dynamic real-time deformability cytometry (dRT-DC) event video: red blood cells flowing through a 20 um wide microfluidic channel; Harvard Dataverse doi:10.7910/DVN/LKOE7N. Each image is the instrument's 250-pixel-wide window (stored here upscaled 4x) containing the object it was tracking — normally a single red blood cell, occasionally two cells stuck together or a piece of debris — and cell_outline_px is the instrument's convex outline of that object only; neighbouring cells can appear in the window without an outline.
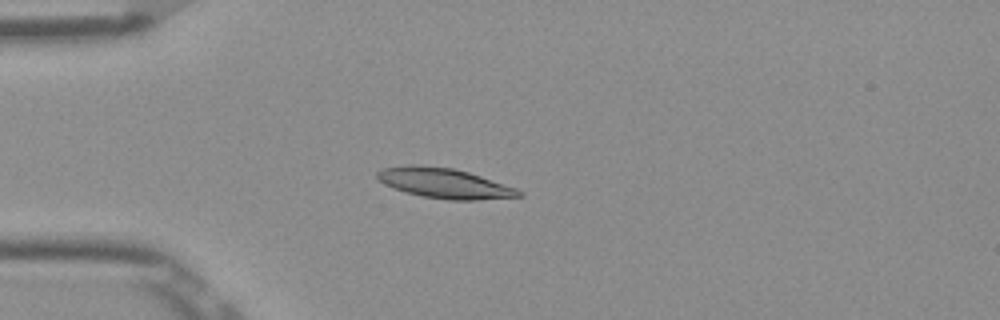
{"species": "Egyptian fruit bat (a non-hibernating species)", "species_latin": "Rousettus aegyptiacus", "temperature_condition": "room temperature", "stored_images_in_passage": 44, "camera_frame_rate_fps": 3000, "um_per_image_px": 0.085, "frame": {"image": 1, "passage_image": 13, "time_ms": 4.0, "image_size_px": [1000, 320], "cell_outline_px": [[524, 196], [476, 200], [448, 200], [424, 196], [408, 192], [384, 184], [376, 176], [376, 172], [384, 168], [408, 164], [452, 168], [468, 172], [516, 188], [524, 192]], "centroid_in_image_um": [37.8, 15.57], "position_along_channel_um": 47.2, "area_um2": 24.45}}
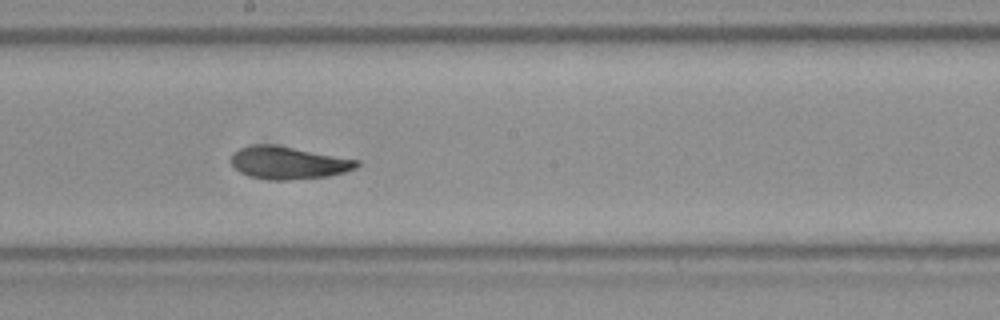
{"frame": {"image": 2, "passage_image": 28, "time_ms": 9.0, "image_size_px": [1000, 320], "cell_outline_px": [[360, 164], [356, 168], [344, 172], [328, 176], [288, 180], [272, 180], [248, 176], [240, 172], [228, 160], [232, 152], [240, 148], [256, 144], [276, 144], [360, 160]], "centroid_in_image_um": [24.49, 13.82], "position_along_channel_um": 223.7, "area_um2": 24.1}}
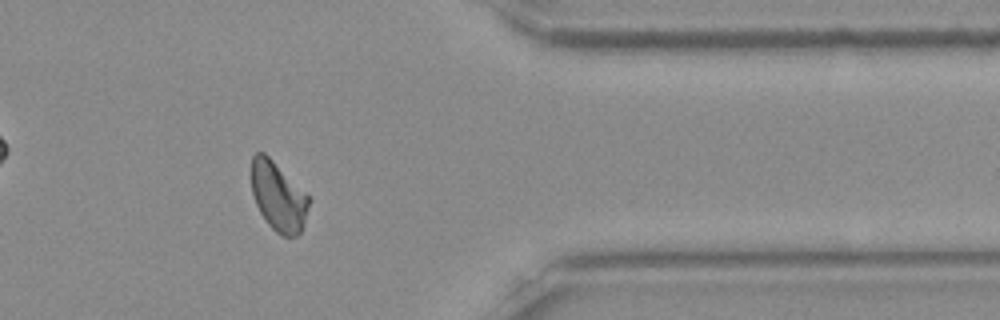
{"frame": {"image": 3, "passage_image": 42, "time_ms": 13.667, "image_size_px": [1000, 320], "cell_outline_px": [[312, 200], [304, 224], [300, 232], [296, 236], [284, 236], [276, 232], [268, 224], [260, 212], [256, 204], [252, 192], [252, 156], [256, 152], [264, 152], [312, 196]], "centroid_in_image_um": [23.71, 16.69], "position_along_channel_um": 387.7, "area_um2": 23.52}, "authors_computed_cell_mechanics": {"area_um2": 23.3512, "velocity_mm_per_s": 3.8721, "shape_relaxation_time_tau1_ms": 5.4211, "shape_relaxation_time_tau2_ms": 2.623, "deformation_change_tau1": 0.1432, "deformation_change_tau2": 0.0662}}